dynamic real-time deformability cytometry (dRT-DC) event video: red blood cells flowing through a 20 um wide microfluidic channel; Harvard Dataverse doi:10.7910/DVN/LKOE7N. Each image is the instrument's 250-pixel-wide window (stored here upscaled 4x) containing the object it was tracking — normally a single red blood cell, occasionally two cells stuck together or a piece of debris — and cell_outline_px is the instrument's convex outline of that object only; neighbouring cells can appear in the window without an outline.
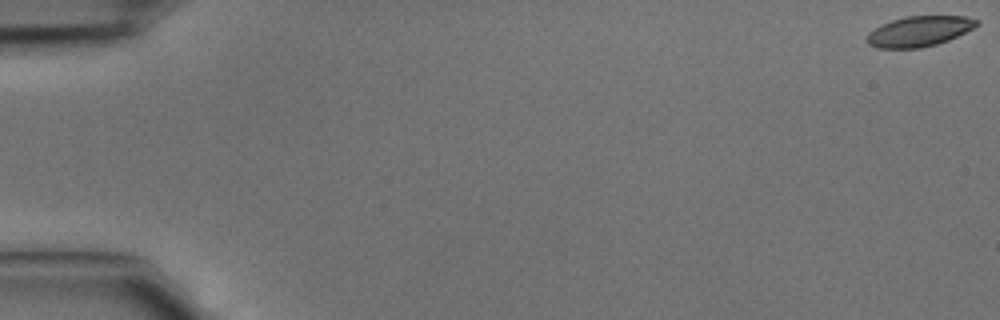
{"species": "common noctule bat (a hibernating species)", "species_latin": "Nyctalus noctula", "temperature_condition": "cold", "stored_images_in_passage": 4, "camera_frame_rate_fps": 3000, "um_per_image_px": 0.085, "animal": {"sex": "male", "body_mass_g": 15.6}, "frame": {"image": 1, "passage_image": 1, "time_ms": 0.0, "image_size_px": [1000, 320], "cell_outline_px": [[980, 24], [948, 40], [936, 44], [920, 48], [876, 48], [868, 44], [864, 40], [868, 32], [880, 24], [904, 16], [964, 16], [980, 20]], "centroid_in_image_um": [78.07, 2.65], "position_along_channel_um": 6.9, "area_um2": 19.54}}
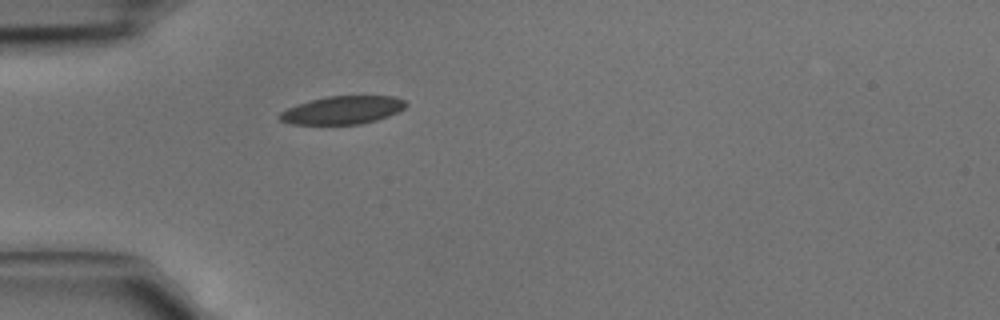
{"frame": {"image": 2, "passage_image": 4, "time_ms": 1.0, "image_size_px": [1000, 320], "cell_outline_px": [[408, 104], [404, 108], [388, 116], [376, 120], [360, 124], [292, 124], [280, 120], [276, 116], [280, 112], [296, 104], [328, 96], [392, 96], [404, 100]], "centroid_in_image_um": [29.09, 9.36], "position_along_channel_um": 55.9, "area_um2": 20.52}}